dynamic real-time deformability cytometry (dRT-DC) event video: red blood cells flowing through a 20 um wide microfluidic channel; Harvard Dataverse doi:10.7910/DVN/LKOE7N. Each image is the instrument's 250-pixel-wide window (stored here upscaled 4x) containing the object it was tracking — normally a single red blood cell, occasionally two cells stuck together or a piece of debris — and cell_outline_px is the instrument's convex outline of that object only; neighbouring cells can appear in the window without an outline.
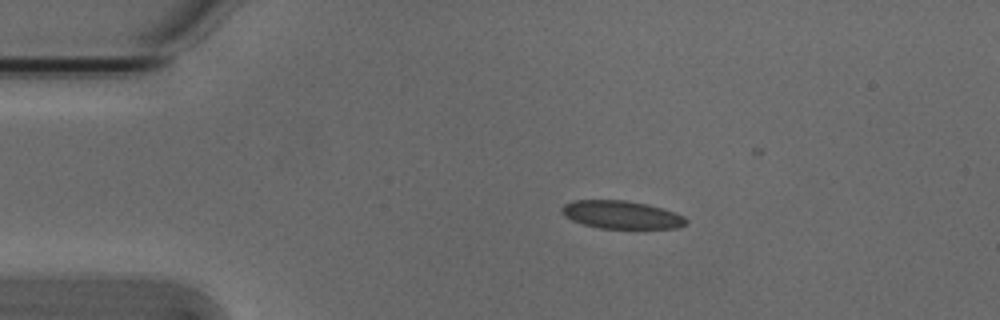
{"species": "Egyptian fruit bat (a non-hibernating species)", "species_latin": "Rousettus aegyptiacus", "temperature_condition": "cold", "stored_images_in_passage": 4, "camera_frame_rate_fps": 3000, "um_per_image_px": 0.085, "animal": {"sex": "male"}, "frame": {"image": 1, "passage_image": 3, "time_ms": 0.667, "image_size_px": [1000, 320], "cell_outline_px": [[688, 224], [680, 228], [600, 228], [584, 224], [572, 220], [564, 216], [560, 212], [560, 208], [564, 204], [576, 200], [624, 200], [648, 204], [676, 212], [684, 216], [688, 220]], "centroid_in_image_um": [52.85, 18.25], "position_along_channel_um": 32.1, "area_um2": 20.4}}